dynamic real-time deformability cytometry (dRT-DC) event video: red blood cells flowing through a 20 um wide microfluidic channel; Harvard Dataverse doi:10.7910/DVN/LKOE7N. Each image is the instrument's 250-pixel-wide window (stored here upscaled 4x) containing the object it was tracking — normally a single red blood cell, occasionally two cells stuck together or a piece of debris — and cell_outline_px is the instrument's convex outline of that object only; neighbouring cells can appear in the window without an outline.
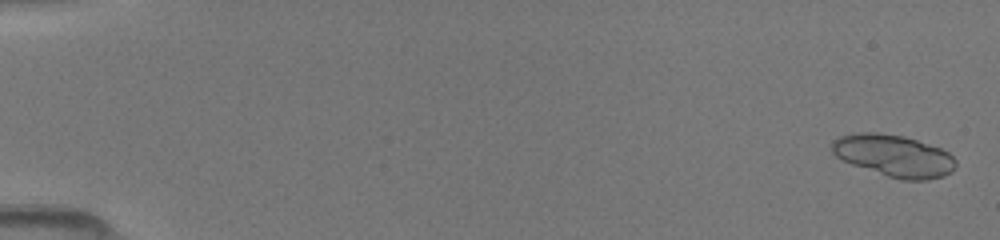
{"species": "common noctule bat (a hibernating species)", "species_latin": "Nyctalus noctula", "temperature_condition": "room temperature", "stored_images_in_passage": 34, "camera_frame_rate_fps": 3000, "um_per_image_px": 0.085, "animal": {"sex": "female", "body_mass_g": 19.5, "forearm_length_mm": 54.1}, "frame": {"image": 1, "passage_image": 2, "time_ms": 0.333, "image_size_px": [1000, 240], "cell_outline_px": [[956, 168], [952, 172], [944, 176], [928, 180], [904, 180], [888, 176], [852, 164], [836, 156], [832, 152], [832, 140], [840, 136], [856, 132], [876, 132], [904, 136], [940, 148], [948, 152], [956, 160]], "centroid_in_image_um": [76.0, 13.23], "position_along_channel_um": 9.0, "area_um2": 30.23}}
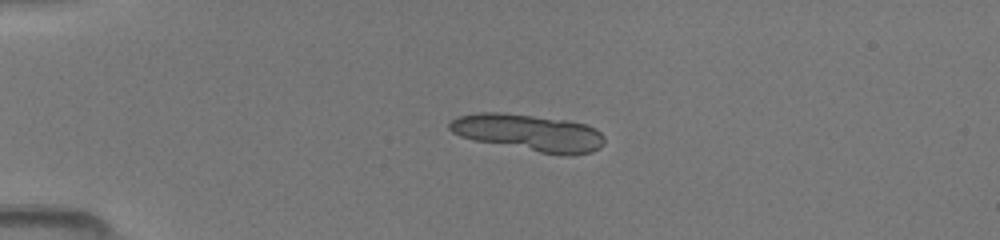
{"frame": {"image": 2, "passage_image": 13, "time_ms": 4.0, "image_size_px": [1000, 240], "cell_outline_px": [[604, 144], [600, 148], [592, 152], [572, 156], [564, 156], [540, 152], [476, 140], [460, 136], [452, 132], [448, 128], [448, 124], [452, 120], [460, 116], [480, 112], [500, 112], [568, 120], [588, 124], [596, 128], [604, 136]], "centroid_in_image_um": [45.01, 11.28], "position_along_channel_um": 40.0, "area_um2": 33.29}}